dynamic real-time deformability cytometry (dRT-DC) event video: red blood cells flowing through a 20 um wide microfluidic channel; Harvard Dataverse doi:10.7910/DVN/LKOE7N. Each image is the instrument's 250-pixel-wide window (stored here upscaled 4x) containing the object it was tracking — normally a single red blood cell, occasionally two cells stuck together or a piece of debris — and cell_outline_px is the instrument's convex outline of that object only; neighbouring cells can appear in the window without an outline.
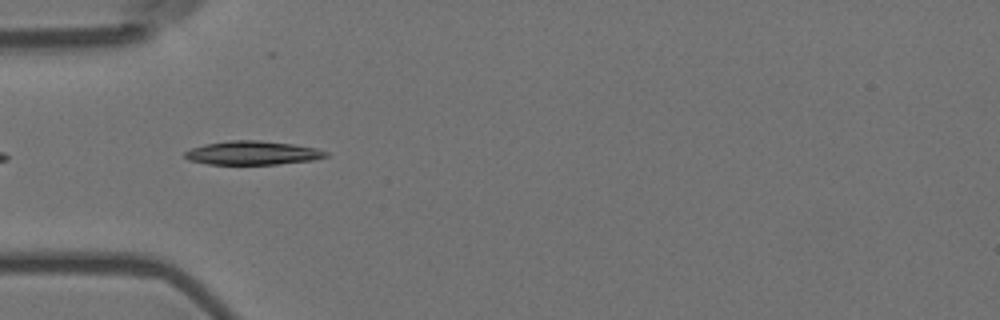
{"species": "Egyptian fruit bat (a non-hibernating species)", "species_latin": "Rousettus aegyptiacus", "temperature_condition": "room temperature", "stored_images_in_passage": 5, "camera_frame_rate_fps": 3000, "um_per_image_px": 0.085, "animal": {"sex": "female"}, "frame": {"image": 1, "passage_image": 4, "time_ms": 1.0, "image_size_px": [1000, 320], "cell_outline_px": [[328, 156], [312, 160], [276, 164], [208, 164], [188, 160], [184, 156], [184, 152], [192, 148], [204, 144], [228, 140], [260, 140], [292, 144], [316, 148], [328, 152]], "centroid_in_image_um": [21.44, 12.99], "position_along_channel_um": 63.6, "area_um2": 19.48}}
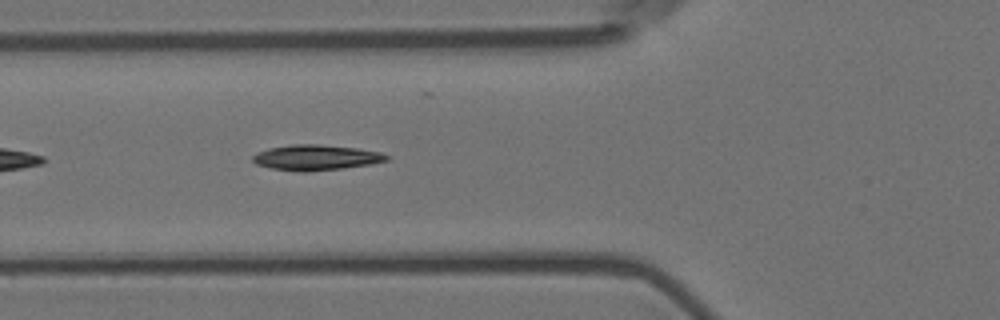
{"frame": {"image": 2, "passage_image": 5, "time_ms": 1.333, "image_size_px": [1000, 320], "cell_outline_px": [[392, 156], [388, 160], [372, 164], [340, 168], [304, 172], [272, 168], [256, 164], [252, 160], [252, 156], [256, 152], [268, 148], [292, 144], [316, 144], [356, 148], [380, 152]], "centroid_in_image_um": [26.86, 13.38], "position_along_channel_um": 98.9, "area_um2": 19.77}}